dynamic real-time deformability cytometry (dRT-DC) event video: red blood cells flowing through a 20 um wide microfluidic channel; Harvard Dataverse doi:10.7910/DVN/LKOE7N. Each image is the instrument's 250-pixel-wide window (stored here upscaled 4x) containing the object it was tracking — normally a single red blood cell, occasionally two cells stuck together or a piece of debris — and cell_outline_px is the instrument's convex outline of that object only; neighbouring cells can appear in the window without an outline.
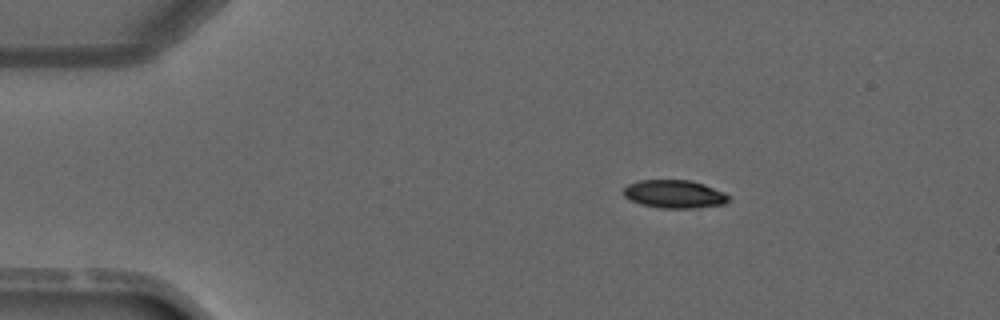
{"species": "common noctule bat (a hibernating species)", "species_latin": "Nyctalus noctula", "temperature_condition": "warm", "stored_images_in_passage": 3, "camera_frame_rate_fps": 3000, "um_per_image_px": 0.085, "animal": {"sex": "male", "forearm_length_mm": 52.5}, "frame": {"image": 1, "passage_image": 1, "time_ms": 0.0, "image_size_px": [1000, 320], "cell_outline_px": [[728, 200], [724, 204], [696, 208], [660, 208], [640, 204], [624, 196], [624, 188], [628, 184], [640, 180], [692, 180], [704, 184], [724, 192], [728, 196]], "centroid_in_image_um": [57.32, 16.49], "position_along_channel_um": 27.7, "area_um2": 17.17}}
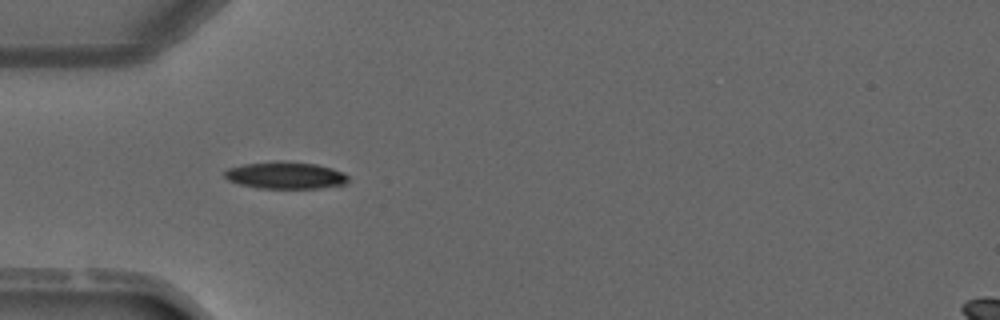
{"frame": {"image": 2, "passage_image": 3, "time_ms": 2.0, "image_size_px": [1000, 320], "cell_outline_px": [[348, 180], [344, 184], [316, 188], [260, 188], [240, 184], [228, 180], [224, 176], [224, 172], [228, 168], [244, 164], [276, 160], [284, 160], [316, 164], [332, 168], [344, 172], [348, 176]], "centroid_in_image_um": [24.26, 14.88], "position_along_channel_um": 60.7, "area_um2": 19.54}}